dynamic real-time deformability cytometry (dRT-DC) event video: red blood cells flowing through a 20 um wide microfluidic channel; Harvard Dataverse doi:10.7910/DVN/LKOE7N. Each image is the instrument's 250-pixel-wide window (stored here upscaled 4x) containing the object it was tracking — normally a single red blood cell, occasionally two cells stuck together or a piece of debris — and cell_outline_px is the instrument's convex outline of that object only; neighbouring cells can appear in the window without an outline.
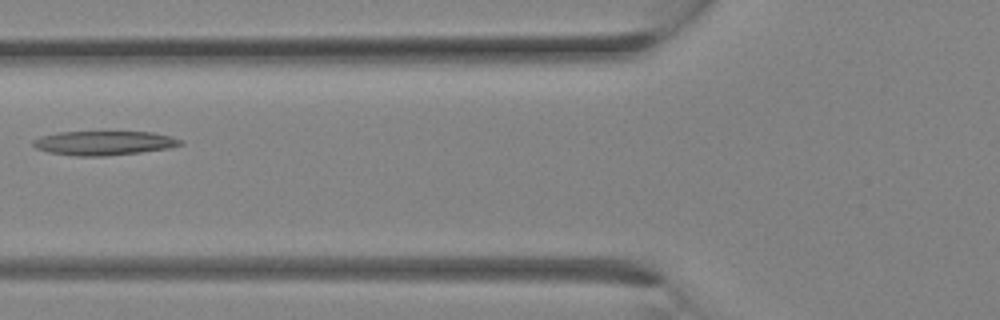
{"species": "Egyptian fruit bat (a non-hibernating species)", "species_latin": "Rousettus aegyptiacus", "temperature_condition": "room temperature", "stored_images_in_passage": 5, "camera_frame_rate_fps": 3000, "um_per_image_px": 0.085, "animal": {"sex": "female"}, "frame": {"image": 1, "passage_image": 4, "time_ms": 1.0, "image_size_px": [1000, 320], "cell_outline_px": [[184, 144], [172, 148], [140, 152], [104, 156], [76, 156], [48, 152], [36, 148], [32, 144], [32, 140], [56, 132], [152, 132], [172, 136], [184, 140]], "centroid_in_image_um": [8.89, 12.16], "position_along_channel_um": 116.9, "area_um2": 20.87}}